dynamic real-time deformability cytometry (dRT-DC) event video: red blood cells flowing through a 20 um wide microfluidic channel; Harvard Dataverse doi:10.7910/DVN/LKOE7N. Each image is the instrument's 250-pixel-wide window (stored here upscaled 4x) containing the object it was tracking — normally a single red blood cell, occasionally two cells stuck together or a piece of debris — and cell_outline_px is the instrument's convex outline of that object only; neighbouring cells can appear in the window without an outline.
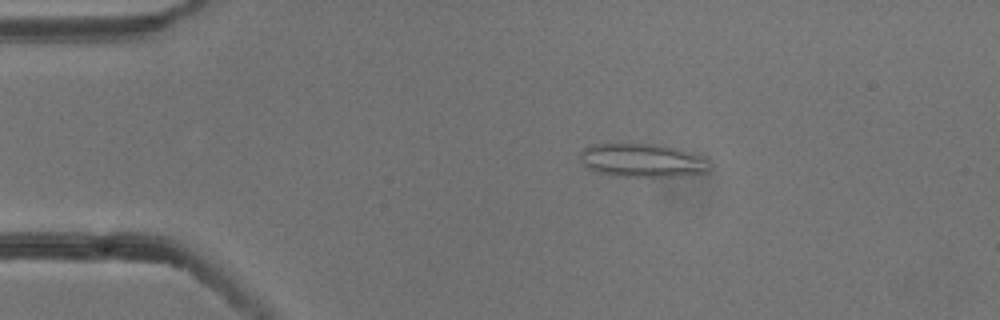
{"species": "common noctule bat (a hibernating species)", "species_latin": "Nyctalus noctula", "temperature_condition": "cold", "stored_images_in_passage": 5, "camera_frame_rate_fps": 3000, "um_per_image_px": 0.085, "animal": {"sex": "male", "body_mass_g": 13.3}, "frame": {"image": 1, "passage_image": 3, "time_ms": 0.667, "image_size_px": [1000, 320], "cell_outline_px": [[708, 160], [704, 172], [680, 176], [612, 176], [596, 172], [588, 168], [580, 160], [580, 152], [588, 144], [656, 144], [676, 148]], "centroid_in_image_um": [54.47, 13.63], "position_along_channel_um": 30.5, "area_um2": 24.85}}